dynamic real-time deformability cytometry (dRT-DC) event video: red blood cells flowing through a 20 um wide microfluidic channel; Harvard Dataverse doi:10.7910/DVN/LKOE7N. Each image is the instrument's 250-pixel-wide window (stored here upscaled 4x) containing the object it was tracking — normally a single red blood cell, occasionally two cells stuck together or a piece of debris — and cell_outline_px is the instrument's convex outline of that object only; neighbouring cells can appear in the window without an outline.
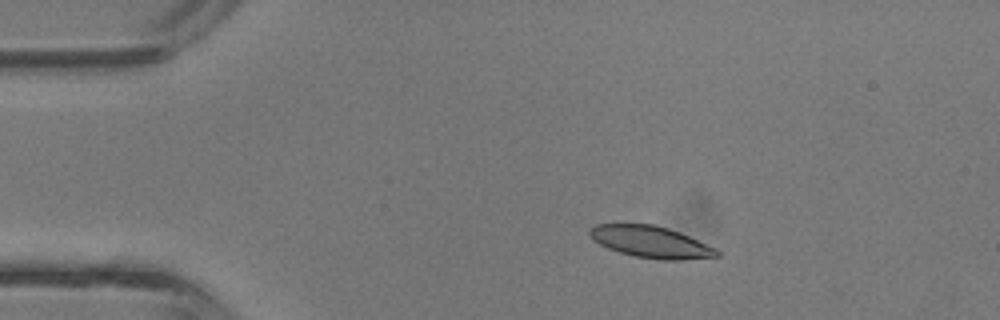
{"species": "common noctule bat (a hibernating species)", "species_latin": "Nyctalus noctula", "temperature_condition": "room temperature", "stored_images_in_passage": 3, "camera_frame_rate_fps": 3000, "um_per_image_px": 0.085, "animal": {"sex": "male", "body_mass_g": 13.3}, "frame": {"image": 1, "passage_image": 2, "time_ms": 0.333, "image_size_px": [1000, 320], "cell_outline_px": [[720, 256], [684, 260], [660, 260], [636, 256], [620, 252], [608, 248], [592, 240], [588, 232], [596, 224], [652, 224], [668, 228], [680, 232], [716, 248], [720, 252]], "centroid_in_image_um": [55.35, 20.57], "position_along_channel_um": 29.7, "area_um2": 23.47}}